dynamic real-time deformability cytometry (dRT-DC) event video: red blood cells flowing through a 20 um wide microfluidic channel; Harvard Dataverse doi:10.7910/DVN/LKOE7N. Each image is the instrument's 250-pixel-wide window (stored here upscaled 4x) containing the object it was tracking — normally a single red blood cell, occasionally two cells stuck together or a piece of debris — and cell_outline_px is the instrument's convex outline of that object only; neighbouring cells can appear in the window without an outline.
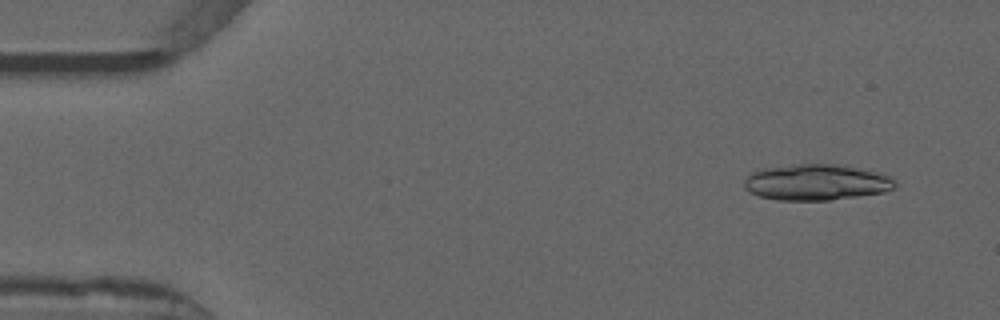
{"species": "common noctule bat (a hibernating species)", "species_latin": "Nyctalus noctula", "temperature_condition": "warm", "stored_images_in_passage": 35, "camera_frame_rate_fps": 3000, "um_per_image_px": 0.085, "animal": {"sex": "male", "forearm_length_mm": 52.5}, "frame": {"image": 1, "passage_image": 4, "time_ms": 1.0, "image_size_px": [1000, 320], "cell_outline_px": [[896, 184], [892, 188], [884, 192], [832, 200], [776, 200], [760, 196], [748, 192], [744, 188], [744, 180], [748, 172], [760, 168], [792, 164], [836, 164], [876, 172], [888, 176]], "centroid_in_image_um": [69.28, 15.49], "position_along_channel_um": 15.7, "area_um2": 31.73}}
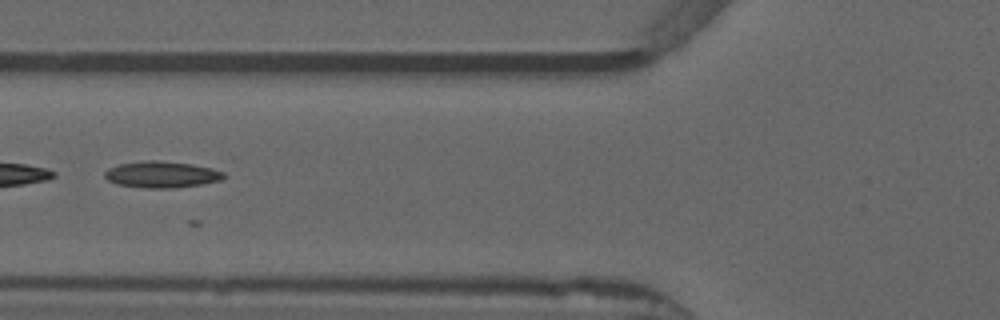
{"frame": {"image": 2, "passage_image": 20, "time_ms": 6.333, "image_size_px": [1000, 320], "cell_outline_px": [[224, 176], [220, 180], [204, 184], [172, 188], [144, 188], [116, 184], [108, 180], [104, 176], [104, 172], [108, 168], [116, 164], [144, 160], [160, 160], [192, 164], [212, 168], [224, 172]], "centroid_in_image_um": [13.7, 14.82], "position_along_channel_um": 112.1, "area_um2": 18.55}}